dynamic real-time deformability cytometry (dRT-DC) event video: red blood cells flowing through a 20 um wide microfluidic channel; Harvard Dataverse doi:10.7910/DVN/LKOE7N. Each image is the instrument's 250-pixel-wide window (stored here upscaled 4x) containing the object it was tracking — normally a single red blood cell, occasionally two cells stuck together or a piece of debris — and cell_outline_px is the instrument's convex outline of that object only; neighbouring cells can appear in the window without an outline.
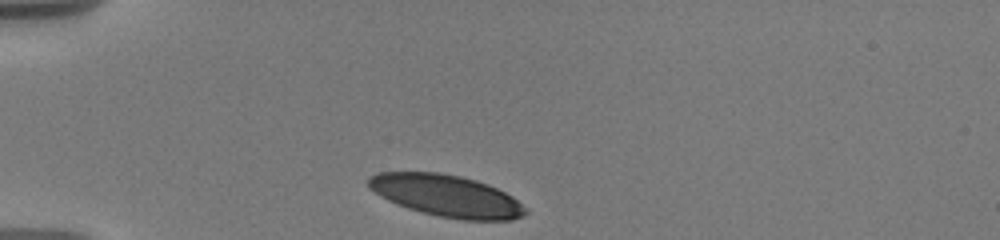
{"species": "human", "species_latin": "Homo sapiens", "temperature_condition": "warm", "stored_images_in_passage": 43, "camera_frame_rate_fps": 3000, "um_per_image_px": 0.085, "donor": {"sex": "male"}, "frame": {"image": 1, "passage_image": 1, "time_ms": 0.0, "image_size_px": [1000, 240], "cell_outline_px": [[528, 212], [524, 216], [512, 220], [460, 220], [420, 212], [396, 204], [380, 196], [368, 188], [368, 176], [380, 172], [440, 172], [460, 176], [476, 180], [488, 184], [512, 196], [528, 208]], "centroid_in_image_um": [37.96, 16.64], "position_along_channel_um": 47.0, "area_um2": 38.55}}
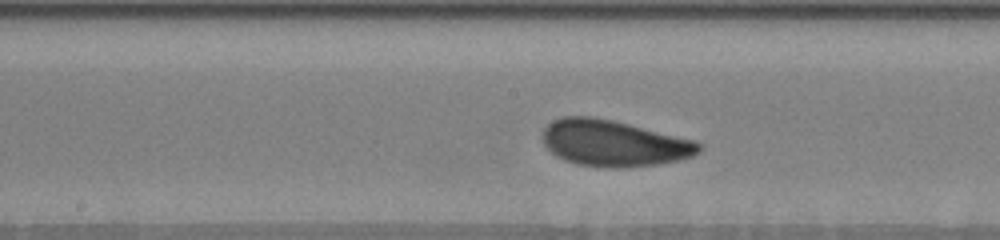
{"frame": {"image": 2, "passage_image": 20, "time_ms": 5.0, "image_size_px": [1000, 240], "cell_outline_px": [[700, 152], [692, 156], [680, 160], [660, 164], [624, 168], [616, 168], [576, 164], [564, 160], [556, 156], [544, 144], [540, 136], [544, 128], [552, 120], [564, 116], [592, 116], [612, 120], [696, 140], [700, 144]], "centroid_in_image_um": [52.15, 12.17], "position_along_channel_um": 196.0, "area_um2": 42.37}}
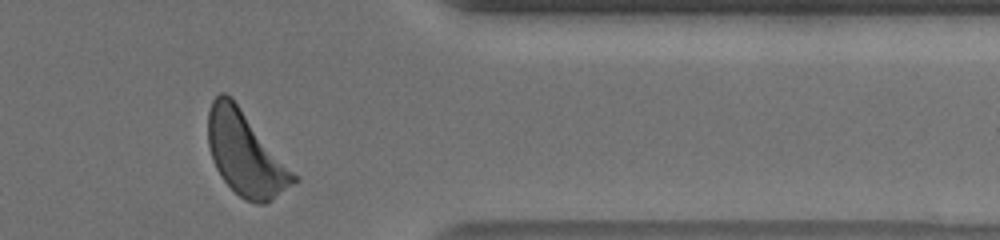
{"frame": {"image": 3, "passage_image": 40, "time_ms": 10.667, "image_size_px": [1000, 240], "cell_outline_px": [[300, 180], [272, 200], [264, 204], [260, 204], [244, 200], [220, 176], [212, 160], [208, 144], [208, 112], [212, 100], [220, 92], [224, 92], [236, 104], [300, 176]], "centroid_in_image_um": [20.9, 13.12], "position_along_channel_um": 390.5, "area_um2": 41.56}, "authors_computed_cell_mechanics": {"area_um2": 40.6334, "velocity_mm_per_s": 3.5977, "shape_relaxation_time_tau1_ms": 2.3246, "shape_relaxation_time_tau2_ms": 3.265, "deformation_change_tau1": 0.1176, "deformation_change_tau2": 0.1143}}